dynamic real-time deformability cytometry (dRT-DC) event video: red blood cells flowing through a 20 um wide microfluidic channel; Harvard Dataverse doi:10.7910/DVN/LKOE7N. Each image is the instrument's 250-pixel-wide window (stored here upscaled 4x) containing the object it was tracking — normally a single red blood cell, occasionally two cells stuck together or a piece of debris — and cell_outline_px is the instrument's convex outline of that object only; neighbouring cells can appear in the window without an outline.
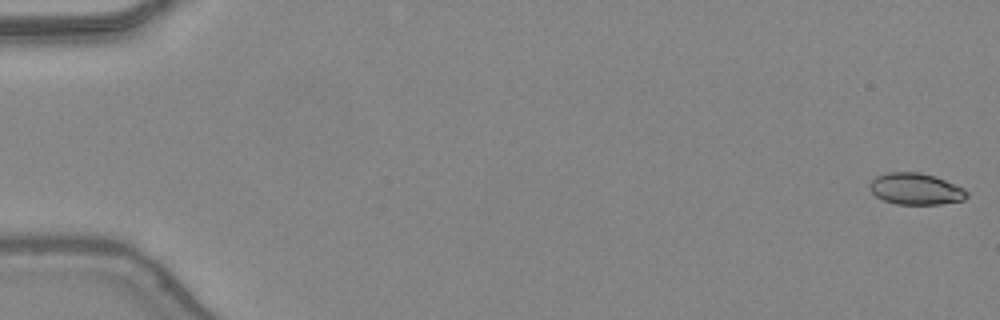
{"species": "common noctule bat (a hibernating species)", "species_latin": "Nyctalus noctula", "temperature_condition": "warm", "stored_images_in_passage": 49, "camera_frame_rate_fps": 3000, "um_per_image_px": 0.085, "animal": {"sex": "female", "body_mass_g": 24.6, "forearm_length_mm": 56.2}, "frame": {"image": 1, "passage_image": 1, "time_ms": 0.0, "image_size_px": [1000, 320], "cell_outline_px": [[968, 196], [964, 200], [940, 204], [896, 204], [884, 200], [876, 196], [868, 188], [868, 184], [876, 176], [888, 172], [920, 172], [936, 176], [964, 188], [968, 192]], "centroid_in_image_um": [77.84, 16.05], "position_along_channel_um": 7.2, "area_um2": 17.98}}
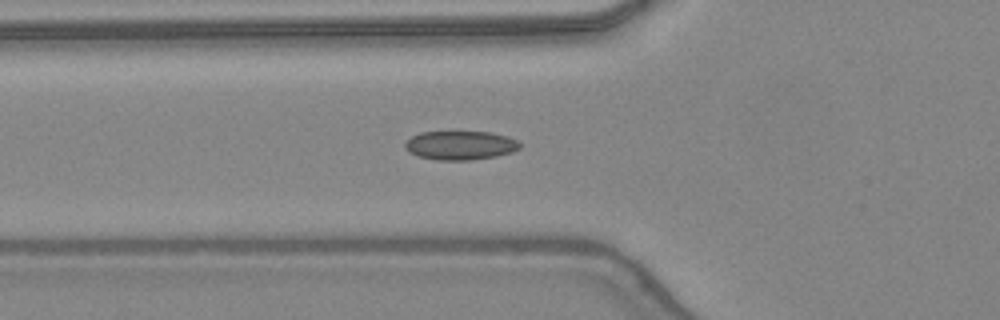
{"frame": {"image": 2, "passage_image": 18, "time_ms": 5.667, "image_size_px": [1000, 320], "cell_outline_px": [[520, 148], [512, 152], [496, 156], [468, 160], [436, 160], [416, 156], [408, 152], [404, 148], [404, 144], [412, 136], [420, 132], [492, 132], [508, 136], [516, 140], [520, 144]], "centroid_in_image_um": [39.1, 12.35], "position_along_channel_um": 86.7, "area_um2": 19.42}}
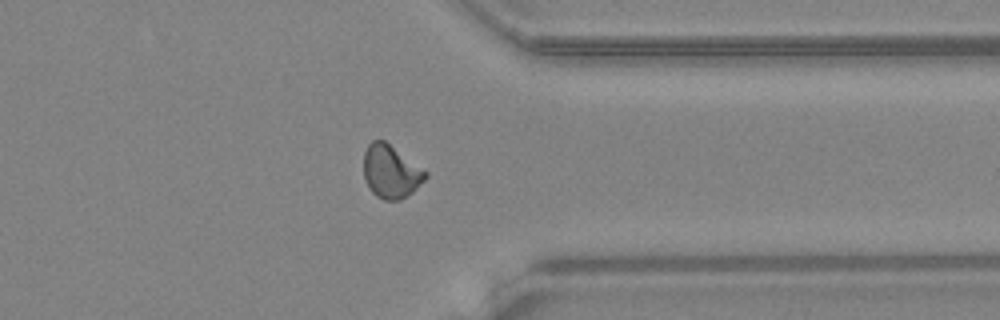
{"frame": {"image": 3, "passage_image": 38, "time_ms": 12.333, "image_size_px": [1000, 320], "cell_outline_px": [[428, 176], [412, 192], [400, 200], [384, 200], [376, 196], [368, 188], [364, 176], [364, 152], [368, 144], [372, 140], [384, 140], [428, 172]], "centroid_in_image_um": [33.21, 14.59], "position_along_channel_um": 378.2, "area_um2": 19.07}, "authors_computed_cell_mechanics": {"area_um2": 18.496, "velocity_mm_per_s": 4.4237, "shape_relaxation_time_tau1_ms": null, "shape_relaxation_time_tau2_ms": 1.065, "deformation_change_tau1": null, "deformation_change_tau2": 0.056}}